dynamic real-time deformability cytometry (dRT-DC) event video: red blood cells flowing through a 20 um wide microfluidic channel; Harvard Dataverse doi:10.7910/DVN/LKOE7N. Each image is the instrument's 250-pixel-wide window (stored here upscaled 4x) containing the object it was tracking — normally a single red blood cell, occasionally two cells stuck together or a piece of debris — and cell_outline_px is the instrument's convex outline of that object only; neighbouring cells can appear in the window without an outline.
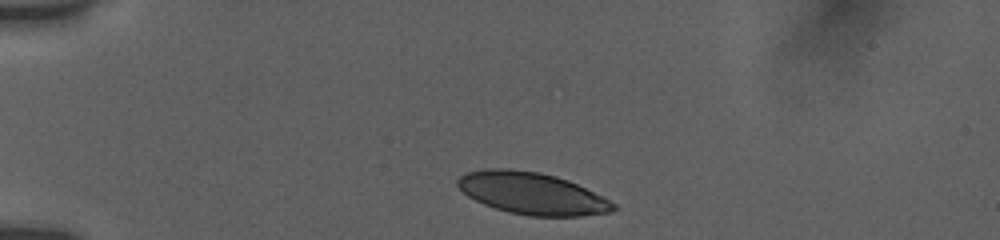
{"species": "human", "species_latin": "Homo sapiens", "temperature_condition": "room temperature", "stored_images_in_passage": 7, "camera_frame_rate_fps": 3000, "um_per_image_px": 0.085, "donor": {"sex": "female"}, "frame": {"image": 1, "passage_image": 1, "time_ms": 0.0, "image_size_px": [1000, 240], "cell_outline_px": [[620, 208], [612, 212], [580, 216], [528, 216], [508, 212], [484, 204], [468, 196], [456, 184], [456, 180], [460, 176], [468, 172], [488, 168], [508, 168], [540, 172], [556, 176], [568, 180], [604, 196], [616, 204]], "centroid_in_image_um": [45.27, 16.44], "position_along_channel_um": 39.7, "area_um2": 38.26}}
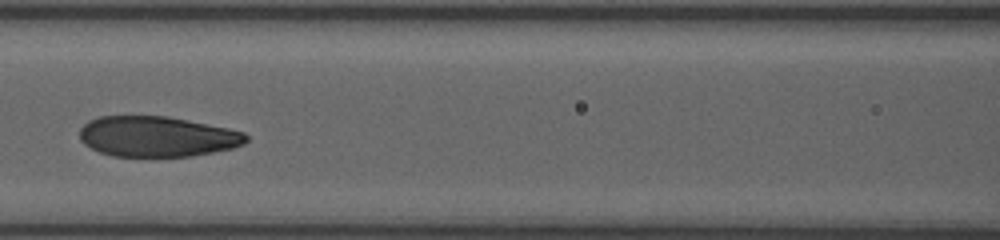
{"frame": {"image": 2, "passage_image": 5, "time_ms": 4.333, "image_size_px": [1000, 240], "cell_outline_px": [[248, 140], [244, 144], [232, 148], [192, 156], [112, 156], [100, 152], [84, 144], [80, 140], [80, 128], [88, 120], [100, 116], [168, 116], [228, 128], [244, 132], [248, 136]], "centroid_in_image_um": [13.35, 11.6], "position_along_channel_um": 153.3, "area_um2": 39.25}}
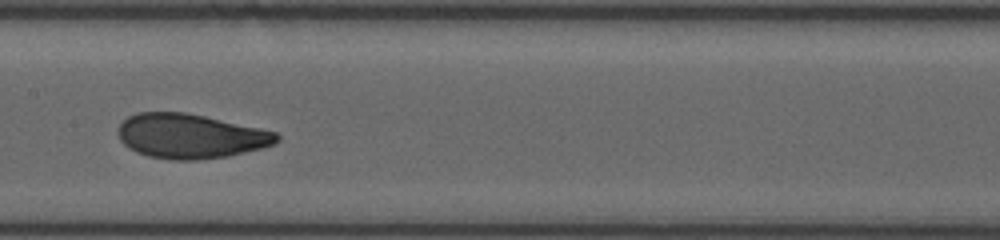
{"frame": {"image": 3, "passage_image": 6, "time_ms": 5.333, "image_size_px": [1000, 240], "cell_outline_px": [[280, 140], [276, 144], [264, 148], [228, 156], [200, 160], [172, 160], [148, 156], [136, 152], [128, 148], [120, 140], [116, 132], [120, 124], [128, 116], [136, 112], [184, 112], [204, 116], [260, 128], [276, 132], [280, 136]], "centroid_in_image_um": [16.18, 11.58], "position_along_channel_um": 191.2, "area_um2": 41.5}}